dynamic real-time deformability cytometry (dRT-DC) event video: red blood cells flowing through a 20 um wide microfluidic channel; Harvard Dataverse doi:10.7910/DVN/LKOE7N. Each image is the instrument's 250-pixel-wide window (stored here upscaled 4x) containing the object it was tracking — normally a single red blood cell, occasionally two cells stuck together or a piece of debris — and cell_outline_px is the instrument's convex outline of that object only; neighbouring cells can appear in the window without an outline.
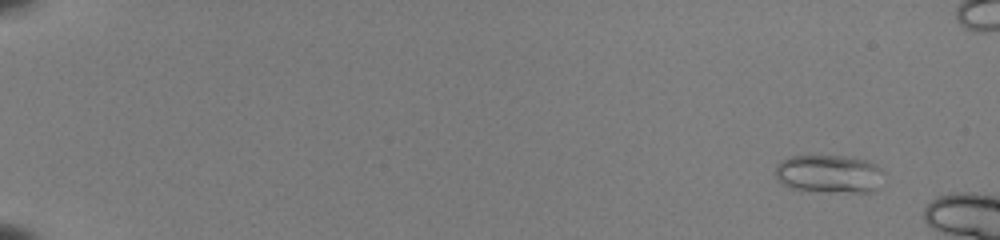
{"species": "common noctule bat (a hibernating species)", "species_latin": "Nyctalus noctula", "temperature_condition": "room temperature", "stored_images_in_passage": 10, "camera_frame_rate_fps": 3000, "um_per_image_px": 0.085, "animal": {"sex": "female", "body_mass_g": 22.0, "forearm_length_mm": 56.7}, "frame": {"image": 1, "passage_image": 1, "time_ms": 0.0, "image_size_px": [1000, 240], "cell_outline_px": [[884, 172], [880, 188], [872, 192], [852, 192], [792, 188], [776, 180], [776, 164], [780, 160], [792, 156], [852, 156], [864, 160], [880, 168]], "centroid_in_image_um": [70.5, 14.76], "position_along_channel_um": 14.5, "area_um2": 23.99}}